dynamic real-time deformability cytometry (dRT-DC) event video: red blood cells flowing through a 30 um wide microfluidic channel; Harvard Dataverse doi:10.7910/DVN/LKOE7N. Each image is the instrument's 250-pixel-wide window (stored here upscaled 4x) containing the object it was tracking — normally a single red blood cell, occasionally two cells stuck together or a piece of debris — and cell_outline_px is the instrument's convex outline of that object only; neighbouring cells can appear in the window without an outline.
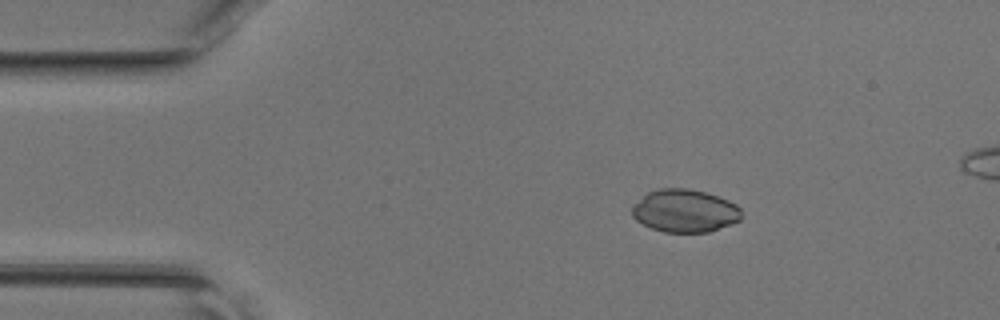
{"species": "common noctule bat (a hibernating species)", "species_latin": "Nyctalus noctula", "temperature_condition": "room temperature", "stored_images_in_passage": 39, "camera_frame_rate_fps": 3000, "um_per_image_px": 0.085, "animal": {"sex": "female", "body_mass_g": 17.0, "forearm_length_mm": 48.0}, "frame": {"image": 1, "passage_image": 1, "time_ms": 0.0, "image_size_px": [1000, 320], "cell_outline_px": [[740, 220], [708, 232], [664, 232], [652, 228], [636, 220], [632, 216], [632, 208], [648, 192], [660, 188], [688, 188], [704, 192], [728, 200], [736, 204], [740, 208]], "centroid_in_image_um": [58.2, 17.92], "position_along_channel_um": 26.8, "area_um2": 26.93}}
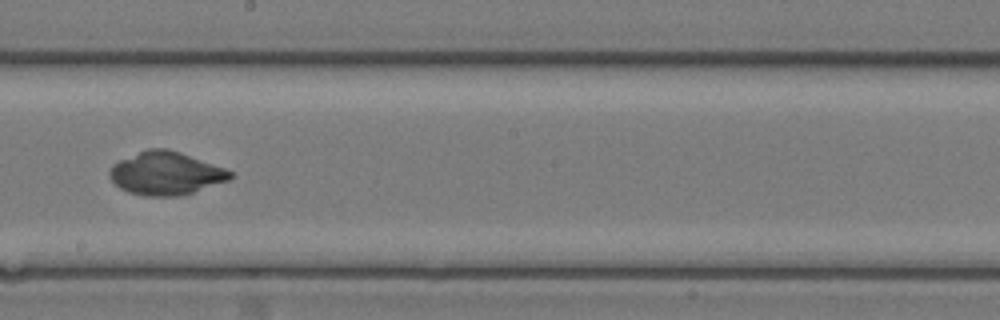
{"frame": {"image": 2, "passage_image": 19, "time_ms": 6.0, "image_size_px": [1000, 320], "cell_outline_px": [[232, 176], [228, 180], [180, 196], [144, 196], [128, 192], [120, 188], [108, 176], [108, 172], [112, 164], [120, 160], [148, 148], [164, 148], [180, 152], [224, 168], [232, 172]], "centroid_in_image_um": [14.05, 14.74], "position_along_channel_um": 234.2, "area_um2": 30.0}}
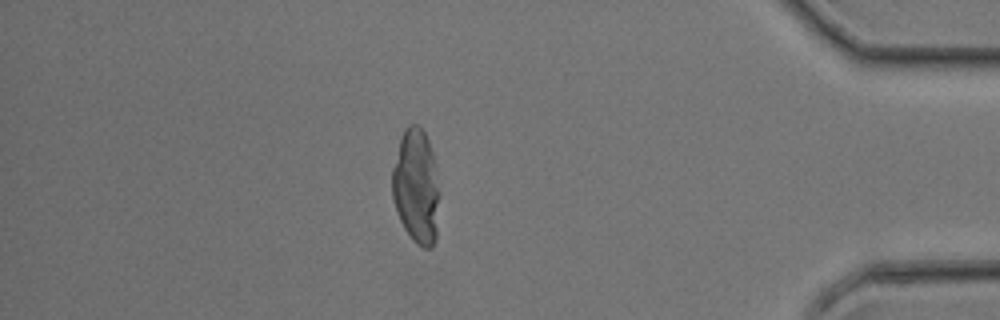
{"frame": {"image": 3, "passage_image": 33, "time_ms": 10.667, "image_size_px": [1000, 320], "cell_outline_px": [[440, 196], [436, 240], [432, 248], [424, 248], [416, 244], [412, 240], [404, 228], [396, 212], [392, 196], [392, 168], [400, 136], [404, 128], [408, 124], [416, 124], [424, 132], [428, 140], [432, 152], [436, 168], [440, 192]], "centroid_in_image_um": [35.38, 15.87], "position_along_channel_um": 399.8, "area_um2": 32.25}}